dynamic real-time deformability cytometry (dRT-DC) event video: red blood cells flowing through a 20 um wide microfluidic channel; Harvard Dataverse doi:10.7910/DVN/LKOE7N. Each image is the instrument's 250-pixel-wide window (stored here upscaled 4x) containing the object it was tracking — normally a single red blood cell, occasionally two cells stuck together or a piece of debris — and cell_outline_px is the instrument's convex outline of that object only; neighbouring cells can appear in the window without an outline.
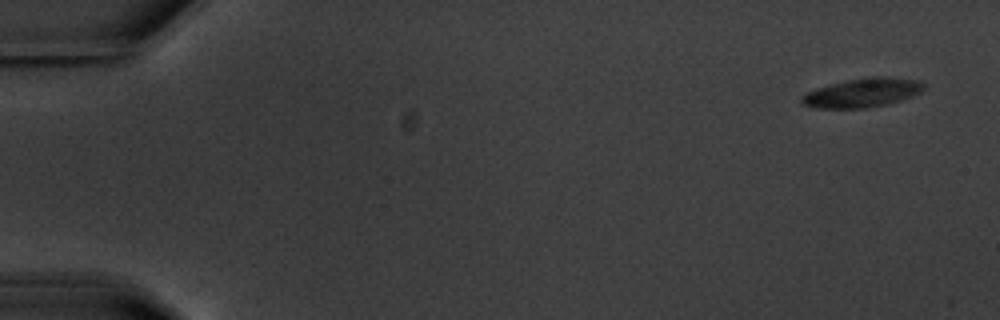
{"species": "common noctule bat (a hibernating species)", "species_latin": "Nyctalus noctula", "temperature_condition": "warm", "stored_images_in_passage": 9, "camera_frame_rate_fps": 3000, "um_per_image_px": 0.085, "animal": {"sex": "male", "body_mass_g": 20.1, "forearm_length_mm": 53.5}, "frame": {"image": 1, "passage_image": 1, "time_ms": 0.0, "image_size_px": [1000, 320], "cell_outline_px": [[924, 88], [920, 92], [912, 96], [888, 104], [868, 108], [816, 108], [804, 104], [800, 100], [800, 96], [816, 88], [848, 80], [872, 76], [888, 76], [920, 80], [924, 84]], "centroid_in_image_um": [73.33, 7.88], "position_along_channel_um": 11.7, "area_um2": 20.63}}
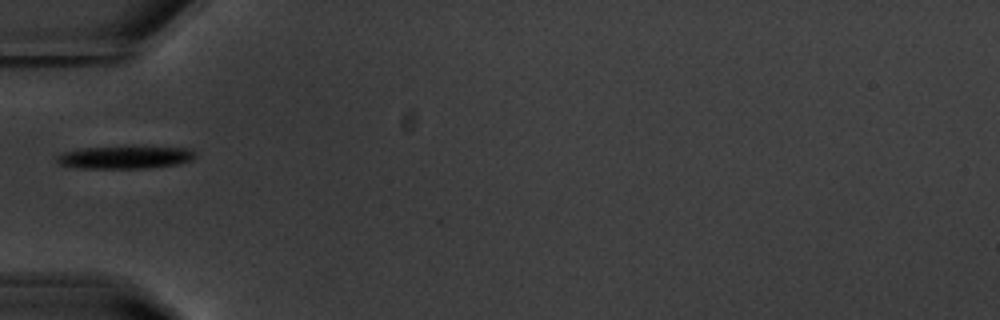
{"frame": {"image": 2, "passage_image": 6, "time_ms": 6.0, "image_size_px": [1000, 320], "cell_outline_px": [[196, 156], [192, 160], [176, 164], [144, 168], [76, 168], [56, 164], [56, 156], [64, 152], [80, 148], [192, 148], [196, 152]], "centroid_in_image_um": [10.58, 13.39], "position_along_channel_um": 74.4, "area_um2": 17.86}}
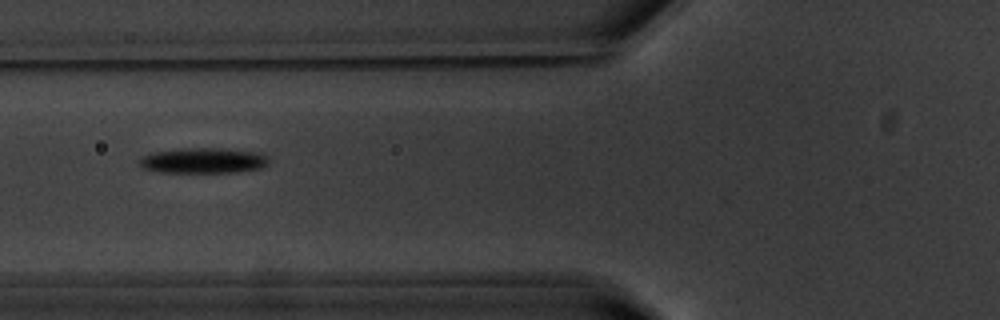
{"frame": {"image": 3, "passage_image": 7, "time_ms": 7.0, "image_size_px": [1000, 320], "cell_outline_px": [[268, 164], [264, 168], [240, 172], [160, 172], [140, 168], [140, 156], [152, 152], [180, 148], [224, 148], [264, 152], [268, 156]], "centroid_in_image_um": [17.33, 13.64], "position_along_channel_um": 108.5, "area_um2": 19.71}}